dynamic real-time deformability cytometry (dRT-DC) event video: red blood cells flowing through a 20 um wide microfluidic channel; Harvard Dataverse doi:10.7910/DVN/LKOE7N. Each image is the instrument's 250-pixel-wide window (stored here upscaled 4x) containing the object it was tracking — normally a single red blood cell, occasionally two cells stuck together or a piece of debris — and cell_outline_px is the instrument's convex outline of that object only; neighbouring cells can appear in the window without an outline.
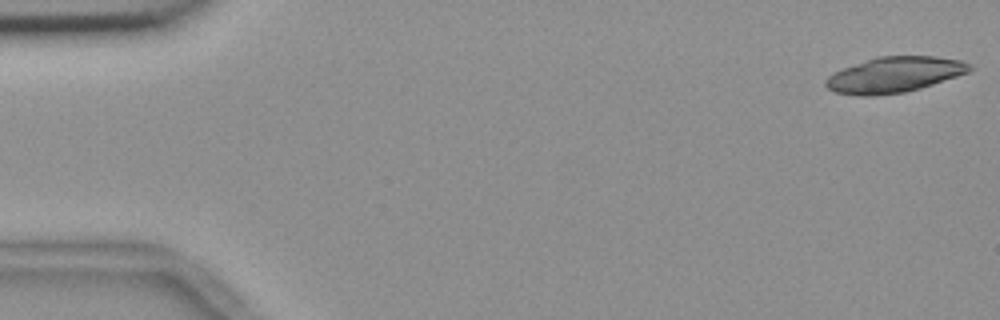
{"species": "common noctule bat (a hibernating species)", "species_latin": "Nyctalus noctula", "temperature_condition": "room temperature", "stored_images_in_passage": 54, "camera_frame_rate_fps": 3000, "um_per_image_px": 0.085, "animal": {"sex": "female", "body_mass_g": 18.4}, "frame": {"image": 1, "passage_image": 1, "time_ms": 0.0, "image_size_px": [1000, 320], "cell_outline_px": [[972, 68], [968, 72], [920, 88], [904, 92], [872, 96], [860, 96], [836, 92], [828, 88], [824, 84], [824, 80], [832, 72], [876, 56], [936, 56], [960, 60], [968, 64]], "centroid_in_image_um": [75.96, 6.35], "position_along_channel_um": 9.0, "area_um2": 29.65}}